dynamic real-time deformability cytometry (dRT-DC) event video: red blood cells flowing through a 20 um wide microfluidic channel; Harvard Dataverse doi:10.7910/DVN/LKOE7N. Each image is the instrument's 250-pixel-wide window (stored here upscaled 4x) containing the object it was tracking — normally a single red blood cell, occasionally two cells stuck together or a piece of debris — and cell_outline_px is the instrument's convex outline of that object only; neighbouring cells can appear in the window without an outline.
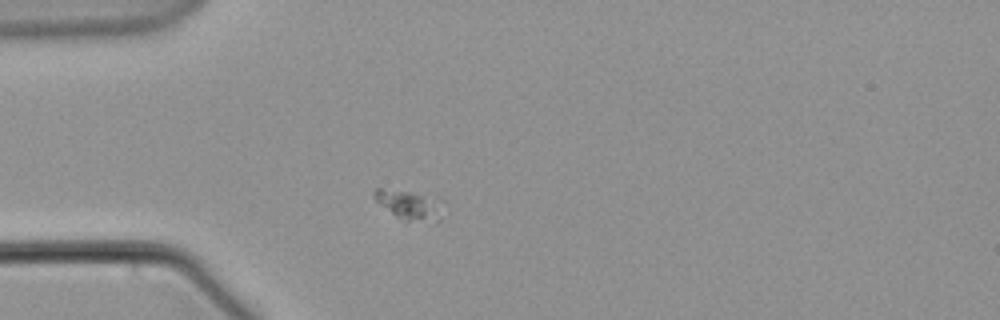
{"species": "common noctule bat (a hibernating species)", "species_latin": "Nyctalus noctula", "temperature_condition": "warm", "stored_images_in_passage": 44, "camera_frame_rate_fps": 3000, "um_per_image_px": 0.085, "animal": {"sex": "male", "body_mass_g": 21.5, "forearm_length_mm": 52.0}, "frame": {"image": 1, "passage_image": 1, "time_ms": 0.0, "image_size_px": [1000, 320], "cell_outline_px": [[444, 200], [424, 216], [408, 220], [404, 220], [396, 216], [376, 200], [372, 196], [372, 192], [376, 188], [380, 188], [412, 192], [436, 196]], "centroid_in_image_um": [34.53, 17.23], "position_along_channel_um": 50.5, "area_um2": 10.06}}
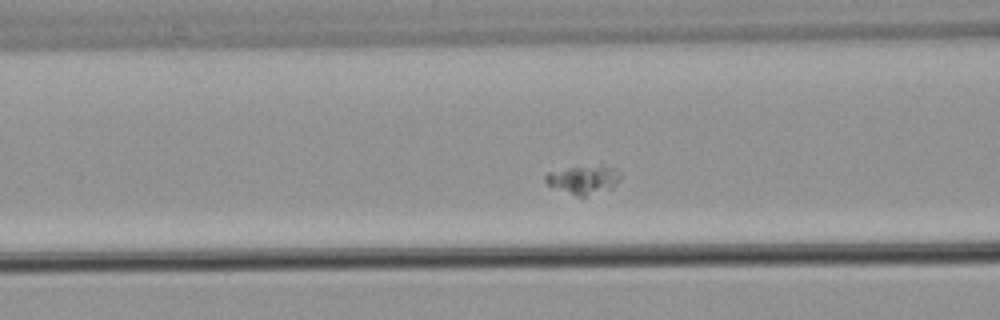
{"frame": {"image": 2, "passage_image": 8, "time_ms": 2.333, "image_size_px": [1000, 320], "cell_outline_px": [[620, 176], [616, 184], [612, 188], [584, 196], [576, 196], [548, 184], [544, 180], [544, 176], [548, 172], [600, 160], [616, 168], [620, 172]], "centroid_in_image_um": [49.67, 15.16], "position_along_channel_um": 116.9, "area_um2": 13.18}}
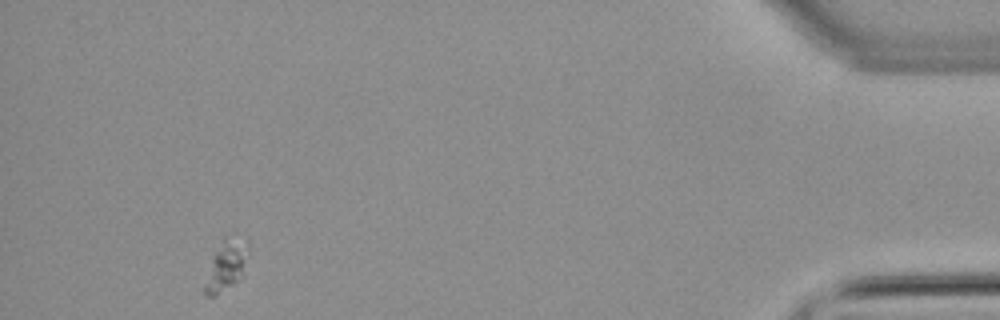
{"frame": {"image": 3, "passage_image": 40, "time_ms": 13.0, "image_size_px": [1000, 320], "cell_outline_px": [[248, 248], [244, 276], [240, 280], [216, 296], [204, 296], [204, 288], [212, 256], [224, 236], [248, 240]], "centroid_in_image_um": [19.25, 22.58], "position_along_channel_um": 416.0, "area_um2": 12.89}}